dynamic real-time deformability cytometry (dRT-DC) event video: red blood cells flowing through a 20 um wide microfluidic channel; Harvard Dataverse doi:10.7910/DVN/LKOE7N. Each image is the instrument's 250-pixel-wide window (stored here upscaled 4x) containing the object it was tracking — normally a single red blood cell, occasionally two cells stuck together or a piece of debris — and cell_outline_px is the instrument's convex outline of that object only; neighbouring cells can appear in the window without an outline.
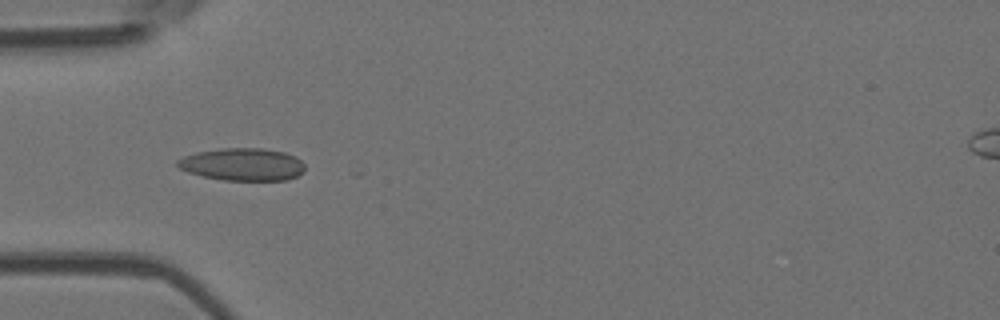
{"species": "Egyptian fruit bat (a non-hibernating species)", "species_latin": "Rousettus aegyptiacus", "temperature_condition": "room temperature", "stored_images_in_passage": 2, "camera_frame_rate_fps": 3000, "um_per_image_px": 0.085, "animal": {"sex": "female"}, "frame": {"image": 1, "passage_image": 1, "time_ms": 0.0, "image_size_px": [1000, 320], "cell_outline_px": [[304, 172], [288, 180], [224, 180], [204, 176], [188, 172], [180, 168], [176, 164], [176, 160], [184, 156], [196, 152], [220, 148], [260, 148], [284, 152], [296, 156], [304, 164]], "centroid_in_image_um": [20.62, 13.97], "position_along_channel_um": 64.4, "area_um2": 24.16}}